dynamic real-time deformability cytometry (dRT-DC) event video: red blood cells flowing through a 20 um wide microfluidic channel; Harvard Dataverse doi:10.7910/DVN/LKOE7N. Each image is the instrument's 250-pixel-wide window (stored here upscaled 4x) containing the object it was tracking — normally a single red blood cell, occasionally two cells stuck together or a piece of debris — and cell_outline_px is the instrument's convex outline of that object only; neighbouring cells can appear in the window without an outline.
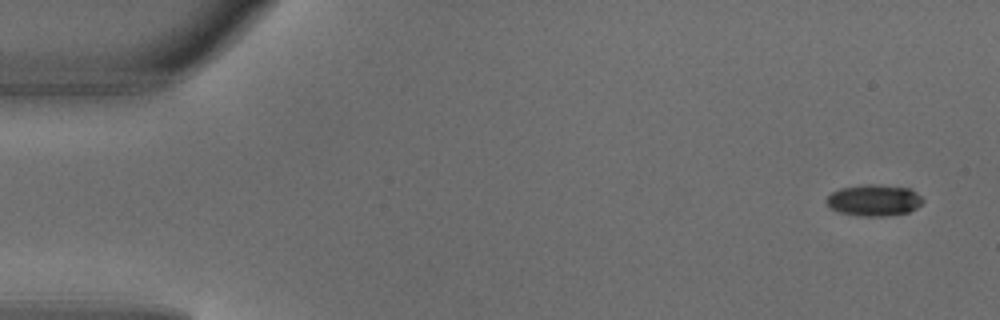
{"species": "common noctule bat (a hibernating species)", "species_latin": "Nyctalus noctula", "temperature_condition": "warm", "stored_images_in_passage": 5, "camera_frame_rate_fps": 3000, "um_per_image_px": 0.085, "animal": {"sex": "male", "body_mass_g": 18.8}, "frame": {"image": 1, "passage_image": 1, "time_ms": 0.0, "image_size_px": [1000, 320], "cell_outline_px": [[924, 200], [916, 208], [908, 212], [888, 216], [860, 216], [840, 212], [828, 208], [824, 200], [832, 192], [840, 188], [864, 184], [880, 184], [912, 188]], "centroid_in_image_um": [74.27, 17.01], "position_along_channel_um": 10.7, "area_um2": 17.92}}
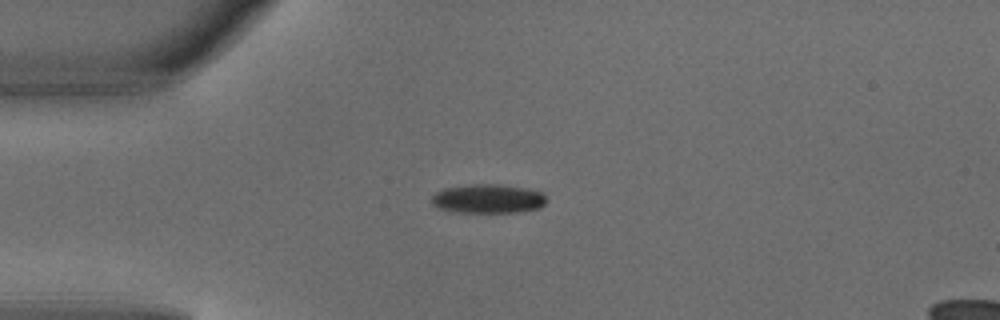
{"frame": {"image": 2, "passage_image": 4, "time_ms": 1.0, "image_size_px": [1000, 320], "cell_outline_px": [[548, 200], [540, 208], [520, 212], [452, 212], [440, 208], [432, 204], [432, 196], [436, 192], [444, 188], [472, 184], [500, 184], [528, 188], [544, 192]], "centroid_in_image_um": [41.54, 16.89], "position_along_channel_um": 43.5, "area_um2": 19.71}}
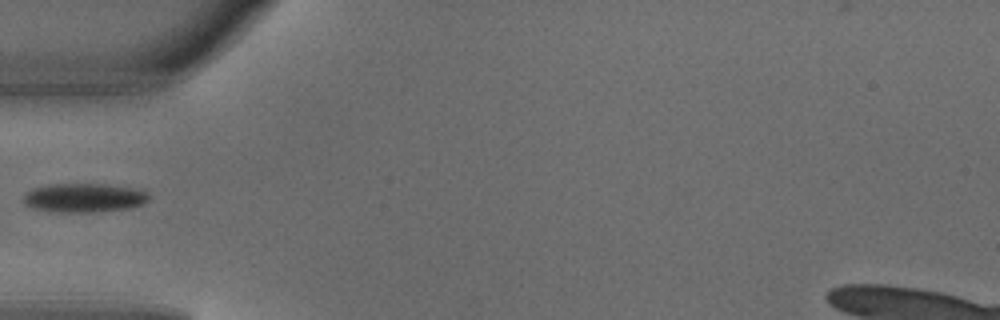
{"frame": {"image": 3, "passage_image": 5, "time_ms": 1.333, "image_size_px": [1000, 320], "cell_outline_px": [[148, 200], [144, 204], [128, 208], [100, 212], [48, 212], [32, 208], [24, 204], [24, 196], [32, 188], [52, 184], [108, 184], [136, 188], [148, 192]], "centroid_in_image_um": [7.15, 16.82], "position_along_channel_um": 77.8, "area_um2": 21.44}}